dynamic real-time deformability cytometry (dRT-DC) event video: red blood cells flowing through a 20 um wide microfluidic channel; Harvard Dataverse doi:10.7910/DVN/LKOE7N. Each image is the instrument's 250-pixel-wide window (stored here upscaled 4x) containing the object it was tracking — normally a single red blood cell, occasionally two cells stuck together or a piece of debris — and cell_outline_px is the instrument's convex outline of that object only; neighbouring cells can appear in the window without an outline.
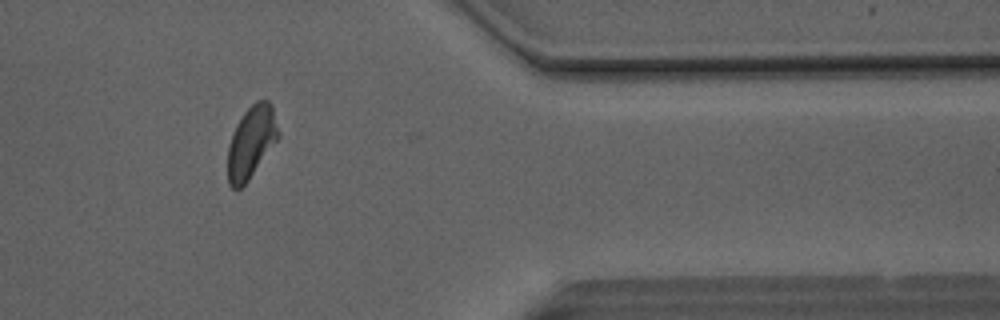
{"species": "Egyptian fruit bat (a non-hibernating species)", "species_latin": "Rousettus aegyptiacus", "temperature_condition": "room temperature", "stored_images_in_passage": 35, "camera_frame_rate_fps": 3000, "um_per_image_px": 0.085, "animal": {"sex": "male"}, "frame": {"image": 1, "passage_image": 32, "time_ms": 10.333, "image_size_px": [1000, 320], "cell_outline_px": [[280, 136], [248, 180], [240, 188], [232, 188], [228, 184], [228, 148], [236, 124], [244, 112], [256, 100], [268, 100], [272, 104], [280, 132]], "centroid_in_image_um": [21.38, 12.05], "position_along_channel_um": 390.0, "area_um2": 21.1}, "authors_computed_cell_mechanics": {"area_um2": 21.6172, "velocity_mm_per_s": 4.0955, "shape_relaxation_time_tau1_ms": 3.0875, "shape_relaxation_time_tau2_ms": 2.4482, "deformation_change_tau1": 0.106, "deformation_change_tau2": 0.0608}}